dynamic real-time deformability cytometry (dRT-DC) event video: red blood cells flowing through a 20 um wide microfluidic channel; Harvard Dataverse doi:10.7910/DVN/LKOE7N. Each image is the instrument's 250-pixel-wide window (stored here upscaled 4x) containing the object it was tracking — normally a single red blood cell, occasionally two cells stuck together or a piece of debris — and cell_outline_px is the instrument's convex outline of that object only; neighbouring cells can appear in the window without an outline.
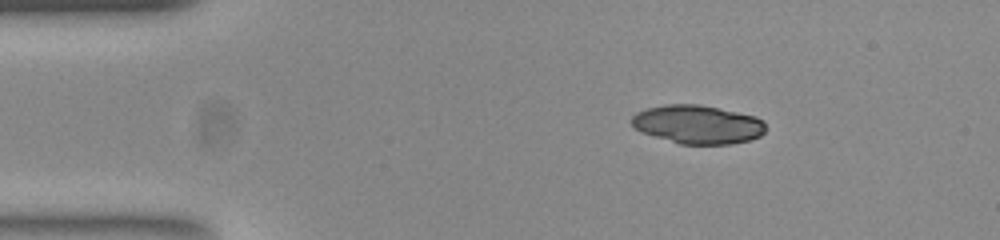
{"species": "common noctule bat (a hibernating species)", "species_latin": "Nyctalus noctula", "temperature_condition": "room temperature", "stored_images_in_passage": 45, "camera_frame_rate_fps": 3000, "um_per_image_px": 0.085, "animal": {"sex": "female", "body_mass_g": 23.0, "forearm_length_mm": 53.4}, "frame": {"image": 1, "passage_image": 1, "time_ms": 0.0, "image_size_px": [1000, 240], "cell_outline_px": [[768, 128], [760, 136], [748, 140], [732, 144], [680, 144], [640, 132], [632, 124], [632, 116], [636, 112], [648, 108], [668, 104], [696, 104], [756, 116], [764, 120]], "centroid_in_image_um": [59.33, 10.58], "position_along_channel_um": 25.7, "area_um2": 30.11}}